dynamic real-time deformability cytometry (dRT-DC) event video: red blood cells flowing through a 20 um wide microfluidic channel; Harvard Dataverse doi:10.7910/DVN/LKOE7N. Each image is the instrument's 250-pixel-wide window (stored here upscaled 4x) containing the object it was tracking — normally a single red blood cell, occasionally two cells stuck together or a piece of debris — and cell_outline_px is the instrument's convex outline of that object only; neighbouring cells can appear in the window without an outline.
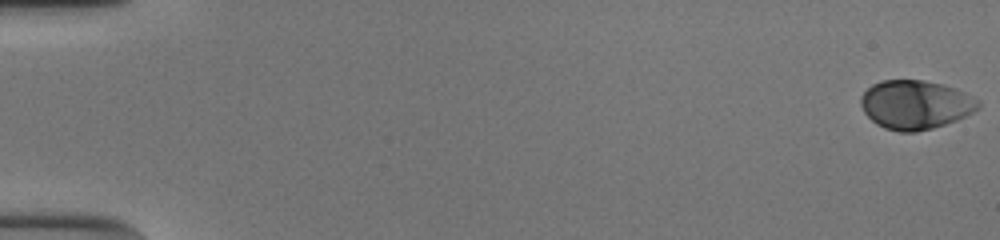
{"species": "human", "species_latin": "Homo sapiens", "temperature_condition": "cold", "stored_images_in_passage": 55, "camera_frame_rate_fps": 3000, "um_per_image_px": 0.085, "donor": {"sex": "male"}, "frame": {"image": 1, "passage_image": 1, "time_ms": 0.0, "image_size_px": [1000, 240], "cell_outline_px": [[980, 108], [956, 120], [932, 128], [916, 132], [900, 132], [884, 128], [876, 124], [864, 112], [860, 104], [860, 96], [872, 84], [880, 80], [924, 80], [944, 84], [956, 88], [980, 100]], "centroid_in_image_um": [77.8, 8.89], "position_along_channel_um": 7.2, "area_um2": 33.64}}
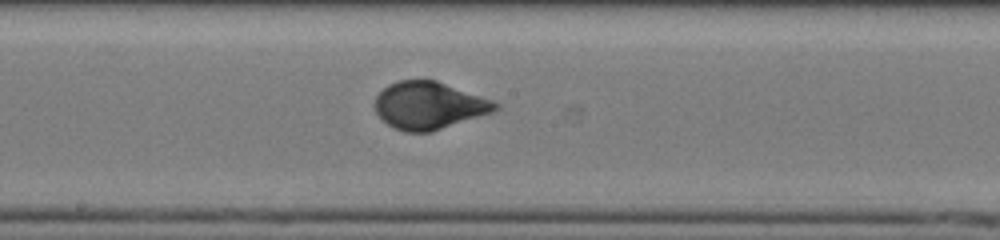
{"frame": {"image": 2, "passage_image": 31, "time_ms": 10.0, "image_size_px": [1000, 240], "cell_outline_px": [[500, 108], [496, 112], [432, 132], [404, 132], [392, 128], [376, 112], [372, 104], [376, 96], [388, 84], [400, 80], [436, 80], [492, 100], [500, 104]], "centroid_in_image_um": [36.48, 8.98], "position_along_channel_um": 211.7, "area_um2": 33.64}}
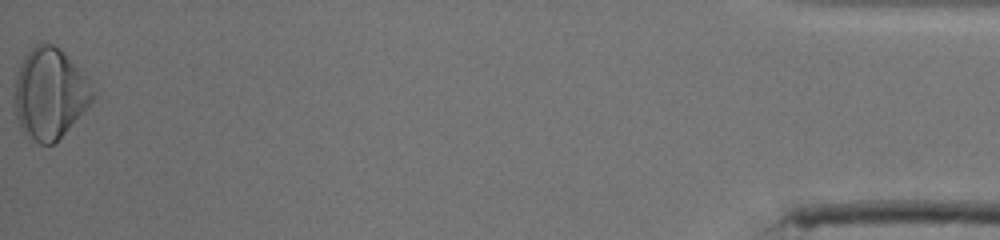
{"frame": {"image": 3, "passage_image": 55, "time_ms": 18.0, "image_size_px": [1000, 240], "cell_outline_px": [[96, 96], [68, 128], [52, 144], [40, 144], [24, 136], [20, 128], [16, 116], [16, 76], [20, 64], [24, 56], [36, 44], [44, 40], [52, 44], [84, 76], [96, 92]], "centroid_in_image_um": [4.19, 7.98], "position_along_channel_um": 431.0, "area_um2": 40.29}, "authors_computed_cell_mechanics": {"area_um2": 33.3506, "velocity_mm_per_s": 3.8401, "shape_relaxation_time_tau1_ms": 3.3779, "shape_relaxation_time_tau2_ms": null, "deformation_change_tau1": 0.1564, "deformation_change_tau2": null}}